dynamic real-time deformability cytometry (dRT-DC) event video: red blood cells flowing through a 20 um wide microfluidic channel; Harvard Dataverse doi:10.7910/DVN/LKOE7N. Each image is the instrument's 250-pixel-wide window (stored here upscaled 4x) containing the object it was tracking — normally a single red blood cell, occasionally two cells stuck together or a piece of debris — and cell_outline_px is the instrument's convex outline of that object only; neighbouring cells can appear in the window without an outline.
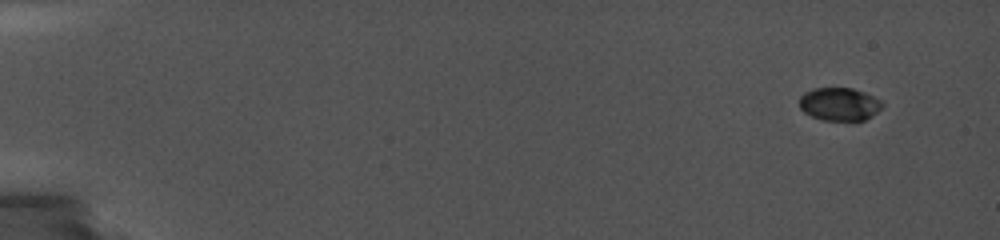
{"species": "common noctule bat (a hibernating species)", "species_latin": "Nyctalus noctula", "temperature_condition": "cold", "stored_images_in_passage": 7, "camera_frame_rate_fps": 5000, "um_per_image_px": 0.085, "animal": {"sex": "female", "body_mass_g": 19.0, "forearm_length_mm": 56.7}, "frame": {"image": 1, "passage_image": 1, "time_ms": 0.0, "image_size_px": [1000, 240], "cell_outline_px": [[884, 104], [872, 116], [864, 120], [824, 120], [812, 116], [804, 112], [800, 108], [800, 96], [804, 92], [816, 88], [852, 88], [864, 92], [880, 100]], "centroid_in_image_um": [71.34, 8.84], "position_along_channel_um": 13.7, "area_um2": 15.78}}
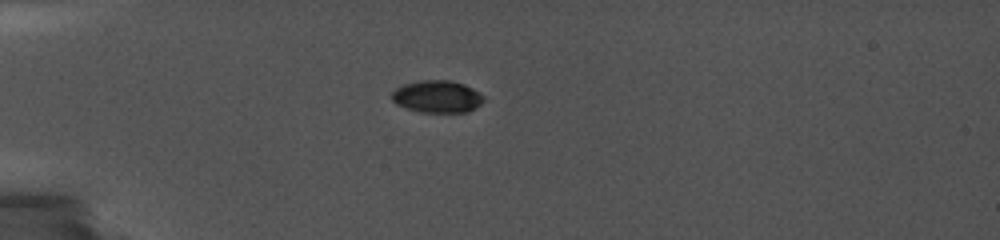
{"frame": {"image": 2, "passage_image": 5, "time_ms": 4.4, "image_size_px": [1000, 240], "cell_outline_px": [[484, 100], [476, 108], [468, 112], [420, 112], [396, 104], [392, 100], [392, 92], [396, 88], [404, 84], [420, 80], [452, 80], [464, 84], [472, 88], [484, 96]], "centroid_in_image_um": [37.17, 8.2], "position_along_channel_um": 47.8, "area_um2": 17.28}}